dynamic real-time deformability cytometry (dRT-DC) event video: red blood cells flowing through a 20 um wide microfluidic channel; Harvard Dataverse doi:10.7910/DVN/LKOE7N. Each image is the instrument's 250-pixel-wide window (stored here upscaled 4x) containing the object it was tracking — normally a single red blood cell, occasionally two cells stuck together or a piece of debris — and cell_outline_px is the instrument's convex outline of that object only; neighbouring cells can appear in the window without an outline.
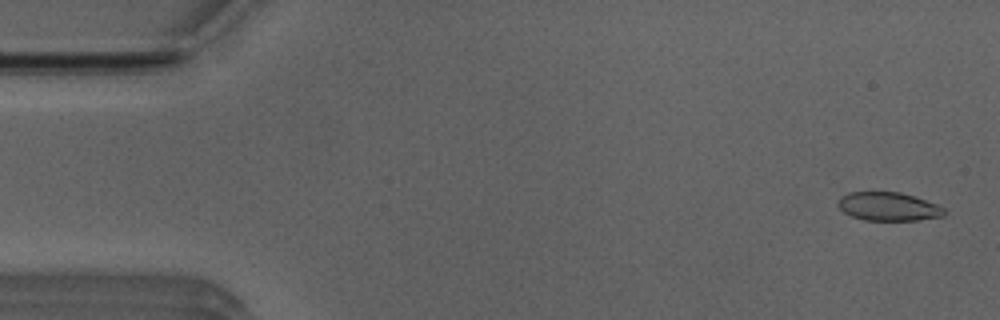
{"species": "Egyptian fruit bat (a non-hibernating species)", "species_latin": "Rousettus aegyptiacus", "temperature_condition": "room temperature", "stored_images_in_passage": 49, "camera_frame_rate_fps": 3000, "um_per_image_px": 0.085, "animal": {"sex": "male"}, "frame": {"image": 1, "passage_image": 2, "time_ms": 0.333, "image_size_px": [1000, 320], "cell_outline_px": [[944, 216], [916, 220], [864, 220], [852, 216], [844, 212], [836, 204], [840, 196], [848, 192], [900, 192], [936, 204], [944, 208]], "centroid_in_image_um": [75.46, 17.55], "position_along_channel_um": 9.5, "area_um2": 17.51}}
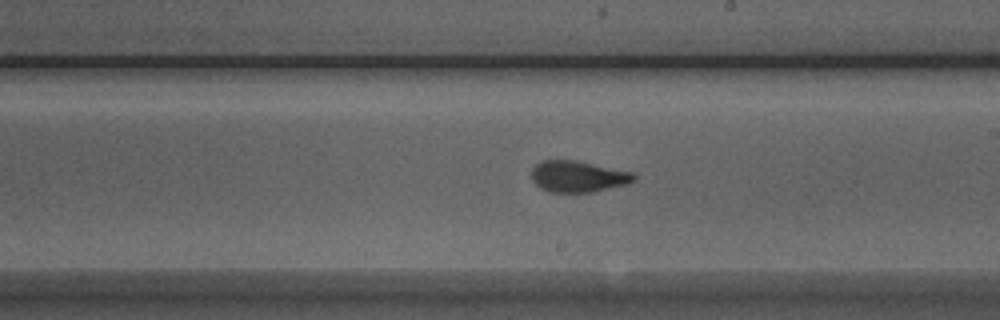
{"frame": {"image": 2, "passage_image": 29, "time_ms": 9.333, "image_size_px": [1000, 320], "cell_outline_px": [[636, 180], [628, 184], [592, 192], [548, 192], [540, 188], [532, 180], [532, 168], [540, 160], [576, 160], [632, 172], [636, 176]], "centroid_in_image_um": [49.12, 15.0], "position_along_channel_um": 239.9, "area_um2": 18.79}}
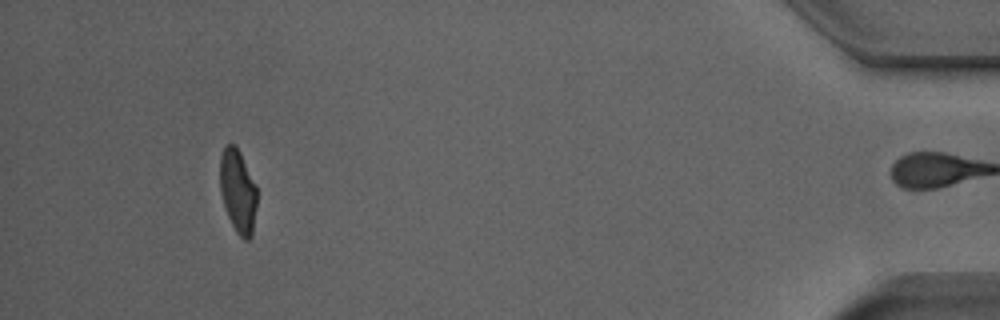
{"frame": {"image": 3, "passage_image": 48, "time_ms": 15.667, "image_size_px": [1000, 320], "cell_outline_px": [[256, 208], [252, 236], [248, 240], [244, 240], [236, 232], [228, 216], [220, 192], [220, 156], [224, 144], [236, 144], [256, 184]], "centroid_in_image_um": [20.22, 16.22], "position_along_channel_um": 415.0, "area_um2": 18.09}, "authors_computed_cell_mechanics": {"area_um2": 18.7272, "velocity_mm_per_s": 3.9403, "shape_relaxation_time_tau1_ms": 7.4246, "shape_relaxation_time_tau2_ms": 1.0029, "deformation_change_tau1": 0.1919, "deformation_change_tau2": 0.0554}}